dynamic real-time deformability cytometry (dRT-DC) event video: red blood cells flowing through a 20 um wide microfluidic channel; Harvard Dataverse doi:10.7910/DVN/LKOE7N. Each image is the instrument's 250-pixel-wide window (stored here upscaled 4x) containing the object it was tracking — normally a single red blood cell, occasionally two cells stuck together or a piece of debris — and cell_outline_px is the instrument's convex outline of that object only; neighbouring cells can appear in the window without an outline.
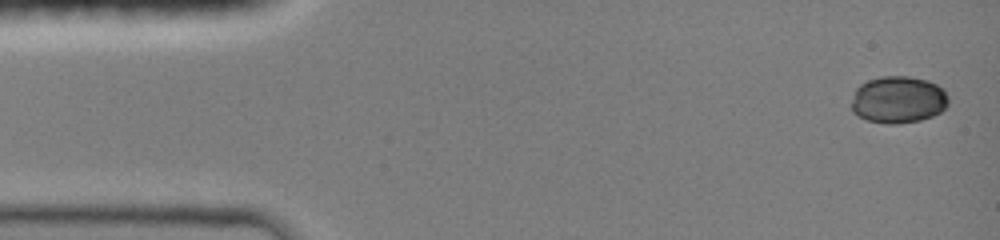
{"species": "common noctule bat (a hibernating species)", "species_latin": "Nyctalus noctula", "temperature_condition": "room temperature", "stored_images_in_passage": 12, "camera_frame_rate_fps": 3000, "um_per_image_px": 0.085, "animal": {"sex": "female", "body_mass_g": 19.0, "forearm_length_mm": 51.5}, "frame": {"image": 1, "passage_image": 1, "time_ms": 0.0, "image_size_px": [1000, 240], "cell_outline_px": [[948, 104], [940, 112], [932, 116], [920, 120], [896, 124], [884, 124], [868, 120], [852, 112], [852, 100], [856, 88], [860, 84], [868, 80], [880, 76], [908, 76], [928, 80], [944, 88], [948, 96]], "centroid_in_image_um": [76.36, 8.46], "position_along_channel_um": 8.6, "area_um2": 26.76}}
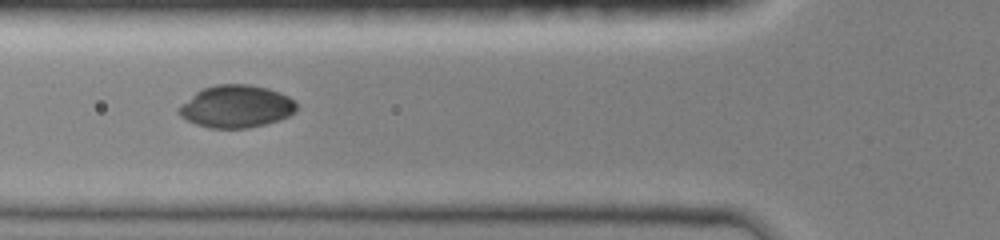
{"frame": {"image": 2, "passage_image": 7, "time_ms": 5.0, "image_size_px": [1000, 240], "cell_outline_px": [[296, 108], [288, 116], [280, 120], [248, 128], [208, 128], [196, 124], [180, 116], [176, 112], [176, 108], [180, 104], [196, 92], [204, 88], [216, 84], [248, 84], [268, 88], [280, 92], [288, 96], [296, 104]], "centroid_in_image_um": [20.03, 9.05], "position_along_channel_um": 105.8, "area_um2": 29.13}}
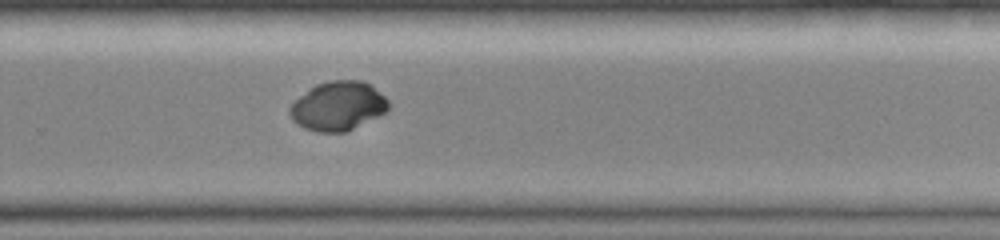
{"frame": {"image": 3, "passage_image": 12, "time_ms": 9.667, "image_size_px": [1000, 240], "cell_outline_px": [[392, 104], [384, 112], [348, 132], [320, 132], [304, 128], [292, 120], [288, 112], [288, 108], [300, 96], [316, 84], [328, 80], [360, 80], [372, 84]], "centroid_in_image_um": [28.74, 9.0], "position_along_channel_um": 301.1, "area_um2": 28.26}}